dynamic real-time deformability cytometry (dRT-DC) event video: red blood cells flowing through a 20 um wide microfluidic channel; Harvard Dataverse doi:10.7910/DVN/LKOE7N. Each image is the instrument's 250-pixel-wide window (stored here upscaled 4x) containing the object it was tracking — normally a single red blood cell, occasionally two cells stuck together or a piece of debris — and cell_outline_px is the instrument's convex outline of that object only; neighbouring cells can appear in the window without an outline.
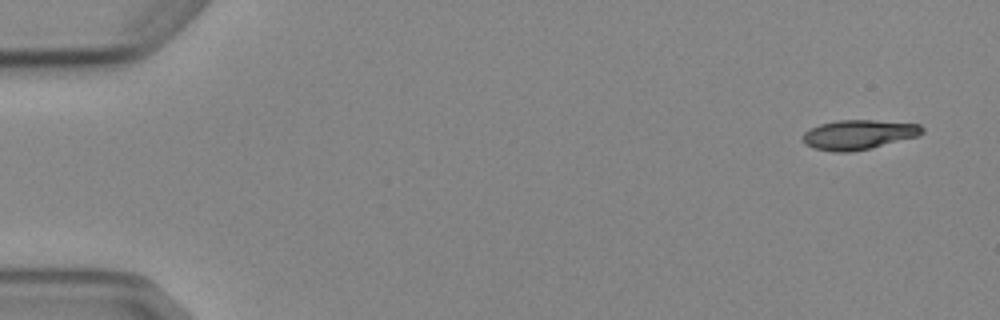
{"species": "Egyptian fruit bat (a non-hibernating species)", "species_latin": "Rousettus aegyptiacus", "temperature_condition": "cold", "stored_images_in_passage": 5, "camera_frame_rate_fps": 3000, "um_per_image_px": 0.085, "animal": {"sex": "female"}, "frame": {"image": 1, "passage_image": 1, "time_ms": 0.0, "image_size_px": [1000, 320], "cell_outline_px": [[924, 132], [920, 136], [852, 152], [832, 152], [816, 148], [804, 144], [804, 132], [820, 124], [836, 120], [876, 120], [920, 124], [924, 128]], "centroid_in_image_um": [73.02, 11.44], "position_along_channel_um": 12.0, "area_um2": 20.58}}
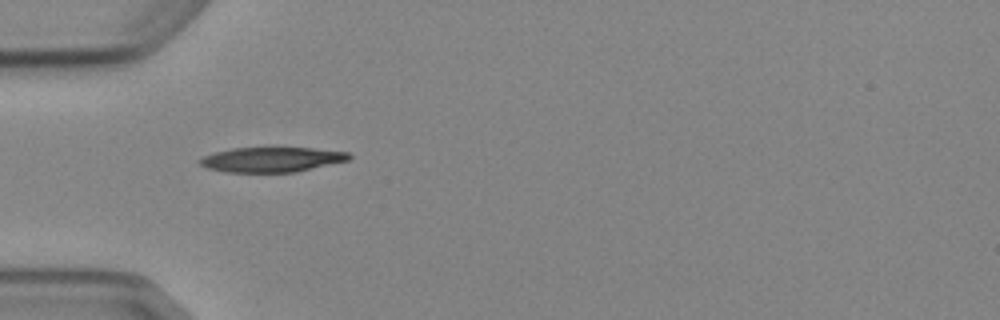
{"frame": {"image": 2, "passage_image": 4, "time_ms": 4.667, "image_size_px": [1000, 320], "cell_outline_px": [[352, 156], [348, 160], [296, 172], [224, 172], [208, 168], [200, 164], [196, 160], [212, 152], [232, 148], [276, 144], [348, 152]], "centroid_in_image_um": [23.06, 13.5], "position_along_channel_um": 61.9, "area_um2": 22.77}}
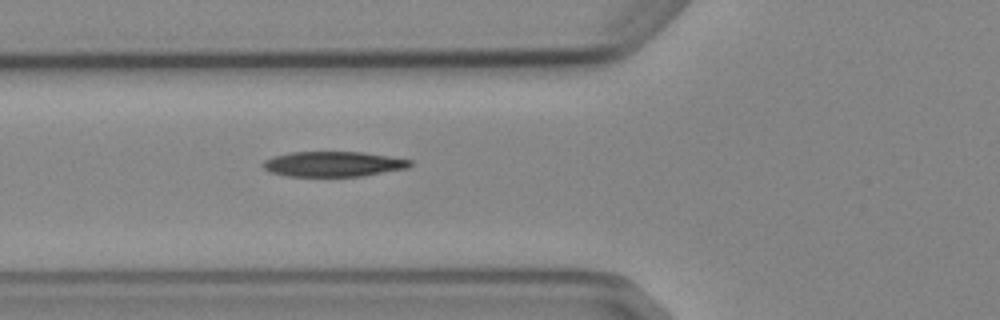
{"frame": {"image": 3, "passage_image": 5, "time_ms": 5.667, "image_size_px": [1000, 320], "cell_outline_px": [[412, 164], [408, 168], [364, 176], [288, 176], [268, 172], [264, 168], [264, 160], [272, 156], [292, 152], [360, 152], [388, 156], [412, 160]], "centroid_in_image_um": [28.33, 13.94], "position_along_channel_um": 97.5, "area_um2": 21.56}}